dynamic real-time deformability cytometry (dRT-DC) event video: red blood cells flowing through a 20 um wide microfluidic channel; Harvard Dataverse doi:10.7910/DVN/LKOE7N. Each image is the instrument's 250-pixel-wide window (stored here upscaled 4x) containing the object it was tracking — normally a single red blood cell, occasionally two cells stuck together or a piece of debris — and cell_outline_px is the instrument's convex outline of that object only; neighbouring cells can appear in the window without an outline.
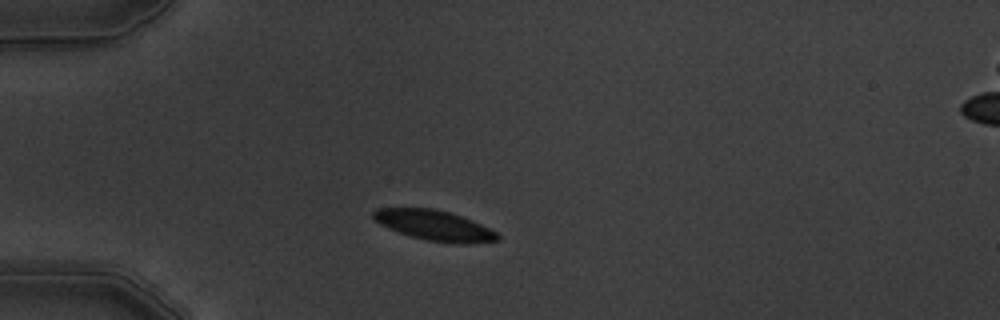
{"species": "common noctule bat (a hibernating species)", "species_latin": "Nyctalus noctula", "temperature_condition": "warm", "stored_images_in_passage": 6, "camera_frame_rate_fps": 3000, "um_per_image_px": 0.085, "animal": {"sex": "male", "body_mass_g": 19.5, "forearm_length_mm": 54.6}, "frame": {"image": 1, "passage_image": 2, "time_ms": 1.333, "image_size_px": [1000, 320], "cell_outline_px": [[500, 240], [460, 244], [452, 244], [428, 240], [412, 236], [388, 228], [380, 224], [372, 216], [372, 212], [376, 208], [432, 208], [448, 212], [472, 220], [496, 232], [500, 236]], "centroid_in_image_um": [36.92, 19.16], "position_along_channel_um": 48.1, "area_um2": 21.62}}